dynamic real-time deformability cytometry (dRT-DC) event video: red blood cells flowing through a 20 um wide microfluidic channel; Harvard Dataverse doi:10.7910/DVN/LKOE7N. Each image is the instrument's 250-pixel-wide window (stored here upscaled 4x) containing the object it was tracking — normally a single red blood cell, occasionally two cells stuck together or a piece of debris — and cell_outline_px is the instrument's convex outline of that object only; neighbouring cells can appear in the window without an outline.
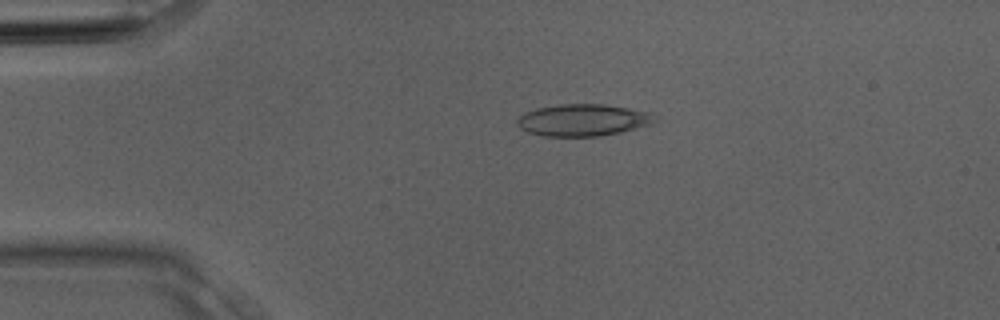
{"species": "Egyptian fruit bat (a non-hibernating species)", "species_latin": "Rousettus aegyptiacus", "temperature_condition": "room temperature", "stored_images_in_passage": 2, "camera_frame_rate_fps": 3000, "um_per_image_px": 0.085, "animal": {"sex": "male"}, "frame": {"image": 1, "passage_image": 1, "time_ms": 0.0, "image_size_px": [1000, 320], "cell_outline_px": [[656, 116], [652, 124], [620, 132], [600, 136], [544, 136], [528, 132], [520, 128], [516, 124], [516, 120], [524, 112], [536, 108], [560, 104], [604, 104], [652, 112]], "centroid_in_image_um": [49.54, 10.2], "position_along_channel_um": 35.5, "area_um2": 25.66}}